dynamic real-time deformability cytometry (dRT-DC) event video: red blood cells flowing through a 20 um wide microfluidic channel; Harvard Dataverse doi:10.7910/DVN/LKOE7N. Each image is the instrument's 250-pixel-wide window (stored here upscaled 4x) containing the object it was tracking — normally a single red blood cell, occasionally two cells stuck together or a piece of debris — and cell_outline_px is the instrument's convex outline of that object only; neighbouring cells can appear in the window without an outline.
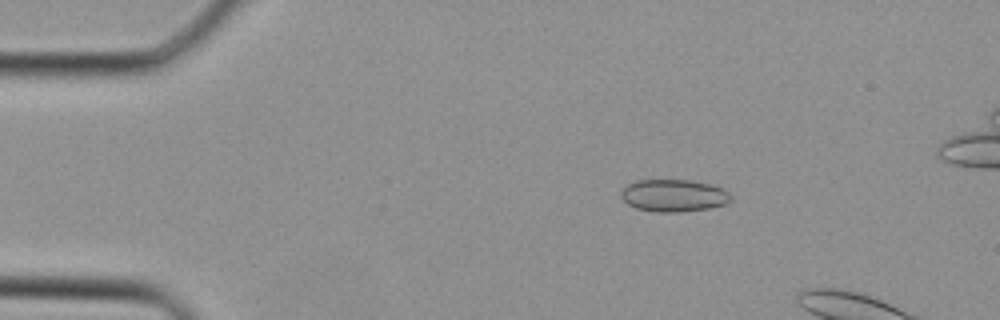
{"species": "Egyptian fruit bat (a non-hibernating species)", "species_latin": "Rousettus aegyptiacus", "temperature_condition": "cold", "stored_images_in_passage": 10, "camera_frame_rate_fps": 3000, "um_per_image_px": 0.085, "animal": {"sex": "female"}, "frame": {"image": 1, "passage_image": 7, "time_ms": 2.0, "image_size_px": [1000, 320], "cell_outline_px": [[732, 200], [724, 204], [708, 208], [680, 212], [656, 212], [636, 208], [628, 204], [620, 196], [620, 192], [628, 184], [636, 180], [692, 180], [716, 184], [728, 192], [732, 196]], "centroid_in_image_um": [57.29, 16.61], "position_along_channel_um": 27.7, "area_um2": 20.87}}